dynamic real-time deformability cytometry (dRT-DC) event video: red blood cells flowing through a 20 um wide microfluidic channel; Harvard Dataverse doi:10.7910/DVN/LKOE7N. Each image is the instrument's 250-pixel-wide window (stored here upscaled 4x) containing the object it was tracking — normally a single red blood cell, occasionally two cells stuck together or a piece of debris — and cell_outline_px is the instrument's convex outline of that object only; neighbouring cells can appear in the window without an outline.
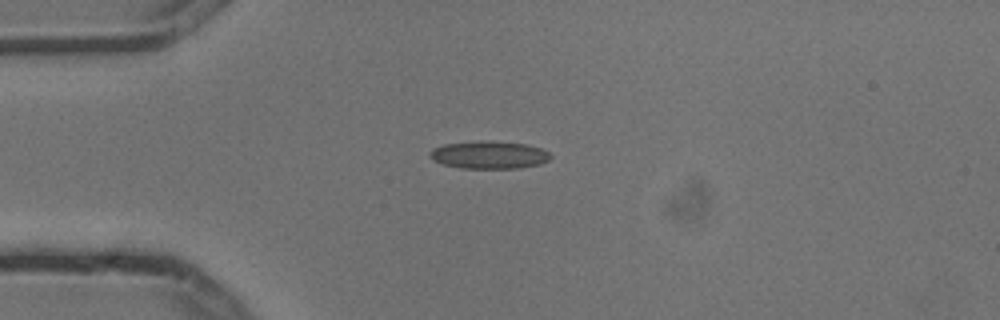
{"species": "common noctule bat (a hibernating species)", "species_latin": "Nyctalus noctula", "temperature_condition": "cold", "stored_images_in_passage": 2, "camera_frame_rate_fps": 3000, "um_per_image_px": 0.085, "animal": {"sex": "male", "body_mass_g": 13.3}, "frame": {"image": 1, "passage_image": 1, "time_ms": 0.0, "image_size_px": [1000, 320], "cell_outline_px": [[552, 156], [548, 160], [540, 164], [520, 168], [460, 168], [444, 164], [432, 160], [428, 156], [428, 152], [432, 148], [444, 144], [480, 140], [488, 140], [528, 144], [540, 148], [548, 152]], "centroid_in_image_um": [41.54, 13.15], "position_along_channel_um": 43.5, "area_um2": 19.71}}